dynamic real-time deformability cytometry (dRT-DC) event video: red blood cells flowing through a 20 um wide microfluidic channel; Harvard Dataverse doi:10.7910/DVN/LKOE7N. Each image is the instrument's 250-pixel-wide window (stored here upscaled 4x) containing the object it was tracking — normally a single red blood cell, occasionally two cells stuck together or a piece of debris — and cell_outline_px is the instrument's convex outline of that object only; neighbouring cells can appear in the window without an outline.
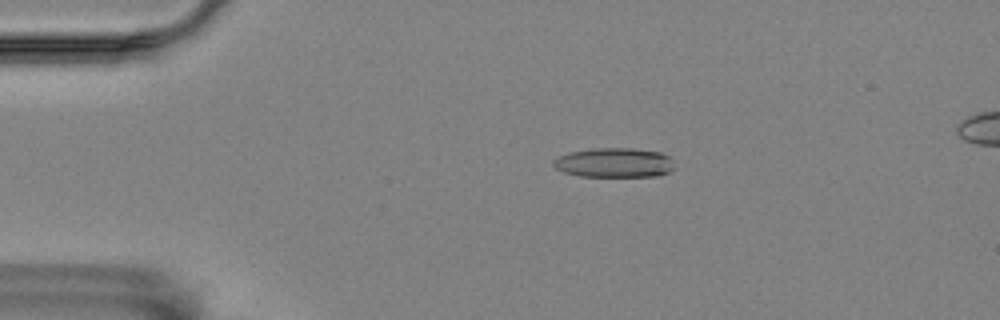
{"species": "Egyptian fruit bat (a non-hibernating species)", "species_latin": "Rousettus aegyptiacus", "temperature_condition": "room temperature", "stored_images_in_passage": 54, "camera_frame_rate_fps": 3000, "um_per_image_px": 0.085, "animal": {"sex": "female"}, "frame": {"image": 1, "passage_image": 9, "time_ms": 2.667, "image_size_px": [1000, 320], "cell_outline_px": [[676, 168], [668, 172], [656, 176], [580, 176], [564, 172], [556, 168], [552, 164], [552, 160], [556, 156], [568, 152], [592, 148], [632, 148], [660, 152], [668, 156]], "centroid_in_image_um": [52.17, 13.82], "position_along_channel_um": 32.8, "area_um2": 20.98}}
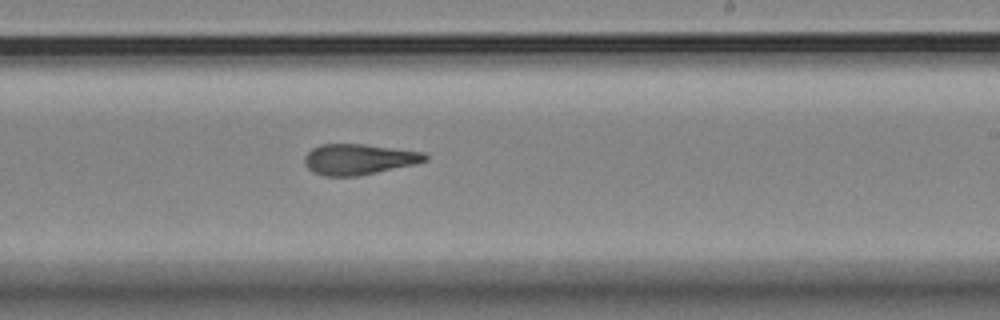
{"frame": {"image": 2, "passage_image": 32, "time_ms": 10.333, "image_size_px": [1000, 320], "cell_outline_px": [[428, 160], [412, 164], [376, 172], [356, 176], [324, 176], [312, 172], [304, 164], [304, 156], [312, 148], [320, 144], [364, 144], [424, 152], [428, 156]], "centroid_in_image_um": [30.44, 13.53], "position_along_channel_um": 258.6, "area_um2": 21.44}}
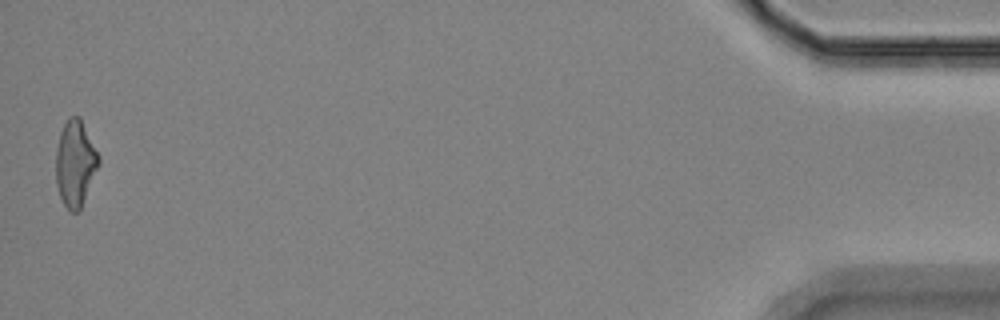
{"frame": {"image": 3, "passage_image": 54, "time_ms": 17.667, "image_size_px": [1000, 320], "cell_outline_px": [[100, 164], [80, 208], [76, 212], [72, 212], [64, 204], [60, 196], [56, 184], [56, 148], [60, 132], [68, 116], [80, 116], [100, 156]], "centroid_in_image_um": [6.4, 13.84], "position_along_channel_um": 428.8, "area_um2": 21.44}, "authors_computed_cell_mechanics": {"area_um2": 21.3571, "velocity_mm_per_s": 3.5258, "shape_relaxation_time_tau1_ms": null, "shape_relaxation_time_tau2_ms": 2.8227, "deformation_change_tau1": null, "deformation_change_tau2": 0.1271}}